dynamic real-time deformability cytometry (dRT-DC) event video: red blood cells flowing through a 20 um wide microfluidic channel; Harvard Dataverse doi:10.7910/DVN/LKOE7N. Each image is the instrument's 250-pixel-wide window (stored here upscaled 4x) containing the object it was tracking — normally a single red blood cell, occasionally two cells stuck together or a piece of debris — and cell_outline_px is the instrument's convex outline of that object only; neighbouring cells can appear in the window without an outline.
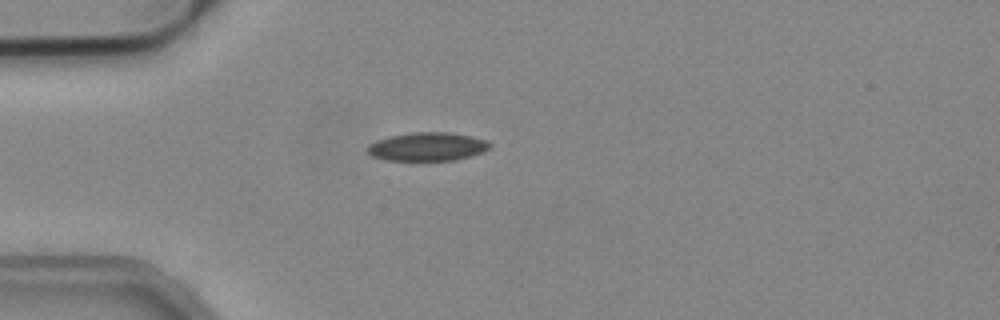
{"species": "common noctule bat (a hibernating species)", "species_latin": "Nyctalus noctula", "temperature_condition": "cold", "stored_images_in_passage": 39, "camera_frame_rate_fps": 3000, "um_per_image_px": 0.085, "animal": {"sex": "male", "body_mass_g": 19.2, "forearm_length_mm": 51.8}, "frame": {"image": 1, "passage_image": 1, "time_ms": 0.0, "image_size_px": [1000, 320], "cell_outline_px": [[492, 144], [484, 152], [472, 156], [456, 160], [384, 160], [372, 156], [368, 152], [368, 144], [376, 140], [392, 136], [412, 132], [448, 132], [488, 140]], "centroid_in_image_um": [36.35, 12.47], "position_along_channel_um": 48.7, "area_um2": 20.29}}
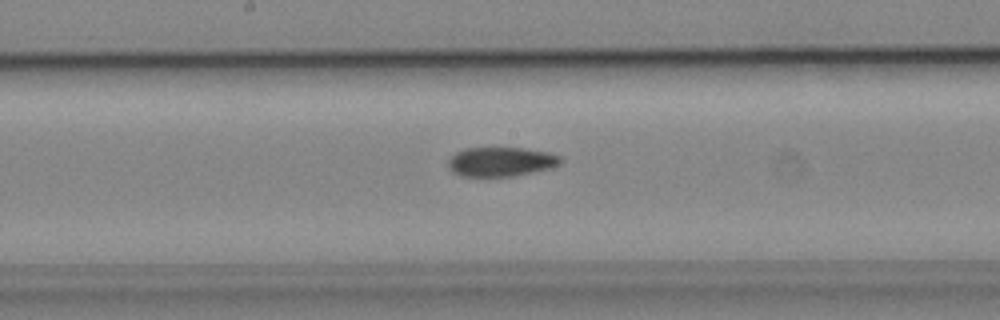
{"frame": {"image": 2, "passage_image": 14, "time_ms": 4.333, "image_size_px": [1000, 320], "cell_outline_px": [[564, 160], [560, 164], [552, 168], [512, 176], [460, 176], [452, 172], [448, 168], [448, 160], [456, 152], [464, 148], [524, 148], [548, 152], [560, 156]], "centroid_in_image_um": [42.59, 13.74], "position_along_channel_um": 205.6, "area_um2": 19.31}}
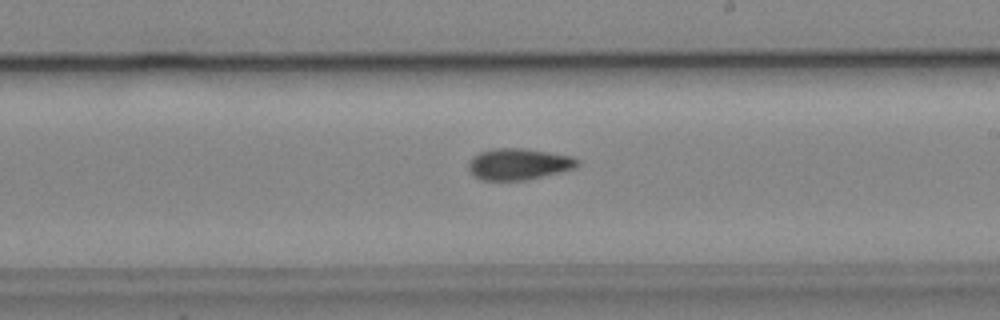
{"frame": {"image": 3, "passage_image": 17, "time_ms": 5.333, "image_size_px": [1000, 320], "cell_outline_px": [[580, 164], [576, 168], [560, 172], [524, 180], [484, 180], [476, 176], [468, 168], [468, 164], [472, 156], [480, 152], [492, 148], [524, 148], [572, 156], [580, 160]], "centroid_in_image_um": [44.11, 13.93], "position_along_channel_um": 244.9, "area_um2": 19.88}}